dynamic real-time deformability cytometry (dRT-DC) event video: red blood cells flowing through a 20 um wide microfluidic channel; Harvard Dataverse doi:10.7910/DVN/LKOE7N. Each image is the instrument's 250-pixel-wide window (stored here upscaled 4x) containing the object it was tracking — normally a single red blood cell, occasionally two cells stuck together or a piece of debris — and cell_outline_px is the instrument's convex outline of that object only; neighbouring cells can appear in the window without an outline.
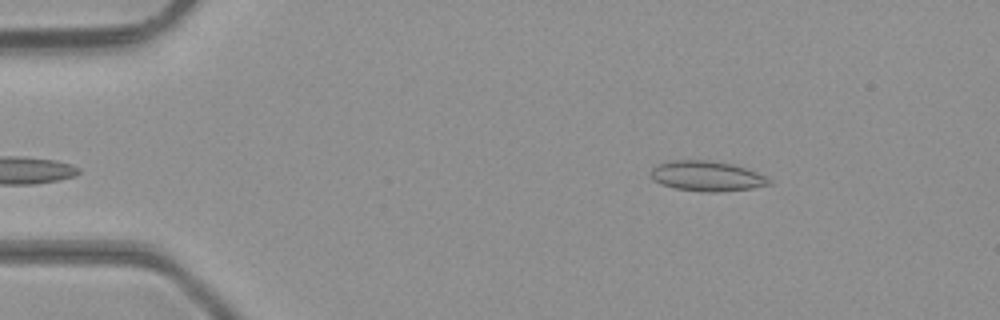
{"species": "common noctule bat (a hibernating species)", "species_latin": "Nyctalus noctula", "temperature_condition": "room temperature", "stored_images_in_passage": 41, "camera_frame_rate_fps": 3000, "um_per_image_px": 0.085, "animal": {"sex": "male", "body_mass_g": 23.1, "forearm_length_mm": 52.7}, "frame": {"image": 1, "passage_image": 1, "time_ms": 0.0, "image_size_px": [1000, 320], "cell_outline_px": [[772, 184], [752, 188], [716, 192], [704, 192], [676, 188], [660, 184], [652, 176], [652, 168], [656, 164], [668, 160], [708, 160], [732, 164], [768, 176], [772, 180]], "centroid_in_image_um": [60.11, 14.96], "position_along_channel_um": 24.9, "area_um2": 20.75}}
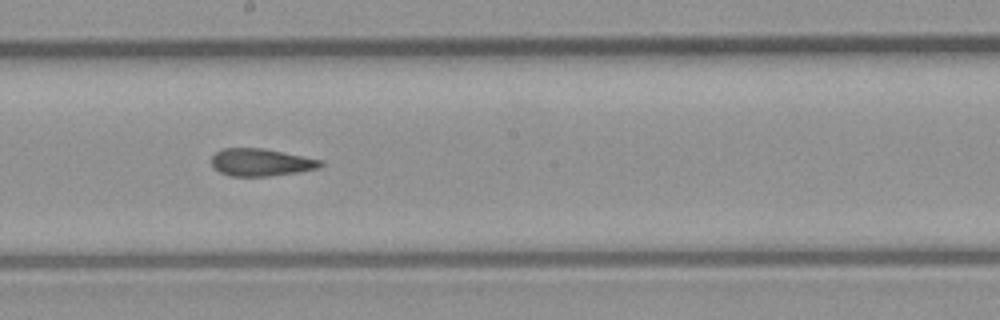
{"frame": {"image": 2, "passage_image": 20, "time_ms": 6.333, "image_size_px": [1000, 320], "cell_outline_px": [[324, 164], [320, 168], [300, 172], [268, 176], [228, 176], [220, 172], [212, 164], [212, 156], [216, 152], [224, 148], [264, 148], [324, 160]], "centroid_in_image_um": [22.24, 13.8], "position_along_channel_um": 226.0, "area_um2": 17.57}}
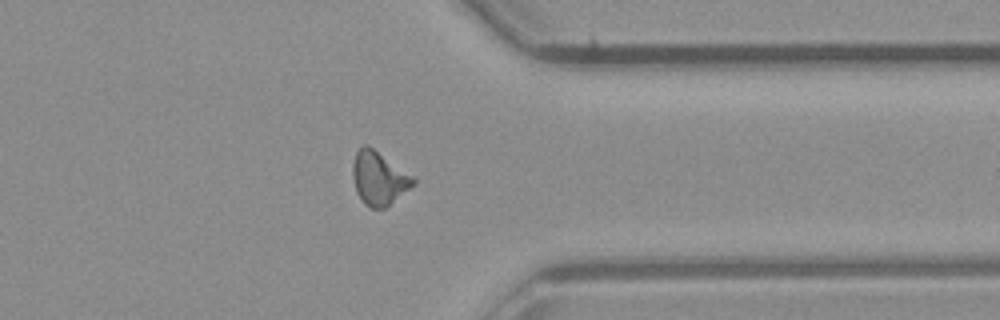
{"frame": {"image": 3, "passage_image": 31, "time_ms": 10.0, "image_size_px": [1000, 320], "cell_outline_px": [[416, 184], [384, 208], [368, 208], [364, 204], [356, 192], [352, 176], [352, 164], [356, 152], [364, 144], [368, 144], [416, 176]], "centroid_in_image_um": [32.23, 15.13], "position_along_channel_um": 379.2, "area_um2": 19.31}, "authors_computed_cell_mechanics": {"area_um2": 17.9758, "velocity_mm_per_s": 4.3524, "shape_relaxation_time_tau1_ms": null, "shape_relaxation_time_tau2_ms": 1.8575, "deformation_change_tau1": null, "deformation_change_tau2": 0.0899}}